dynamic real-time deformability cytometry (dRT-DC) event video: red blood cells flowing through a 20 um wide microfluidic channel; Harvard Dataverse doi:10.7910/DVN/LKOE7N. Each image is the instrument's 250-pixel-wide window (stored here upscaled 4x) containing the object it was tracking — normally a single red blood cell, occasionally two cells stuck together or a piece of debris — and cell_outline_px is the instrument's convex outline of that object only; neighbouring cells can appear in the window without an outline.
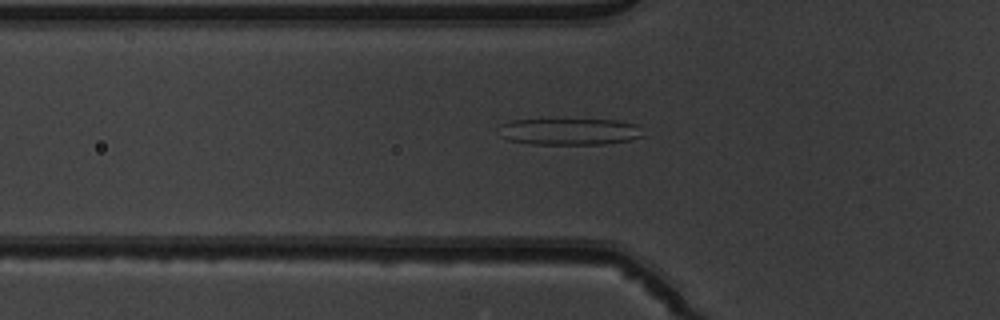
{"species": "common noctule bat (a hibernating species)", "species_latin": "Nyctalus noctula", "temperature_condition": "warm", "stored_images_in_passage": 43, "camera_frame_rate_fps": 3000, "um_per_image_px": 0.085, "animal": {"sex": "male", "body_mass_g": 19.5, "forearm_length_mm": 54.6}, "frame": {"image": 1, "passage_image": 10, "time_ms": 3.0, "image_size_px": [1000, 320], "cell_outline_px": [[644, 136], [628, 140], [604, 144], [532, 144], [508, 140], [500, 136], [496, 128], [500, 124], [512, 120], [620, 120], [636, 124]], "centroid_in_image_um": [48.34, 11.19], "position_along_channel_um": 77.5, "area_um2": 22.43}}
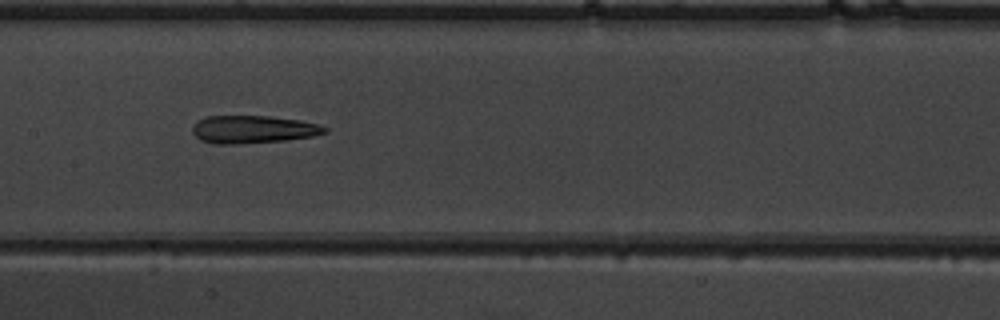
{"frame": {"image": 2, "passage_image": 18, "time_ms": 5.667, "image_size_px": [1000, 320], "cell_outline_px": [[328, 132], [312, 136], [288, 140], [236, 144], [212, 144], [200, 140], [192, 132], [192, 124], [196, 120], [204, 116], [272, 116], [300, 120], [320, 124], [328, 128]], "centroid_in_image_um": [21.49, 10.99], "position_along_channel_um": 185.9, "area_um2": 21.79}}
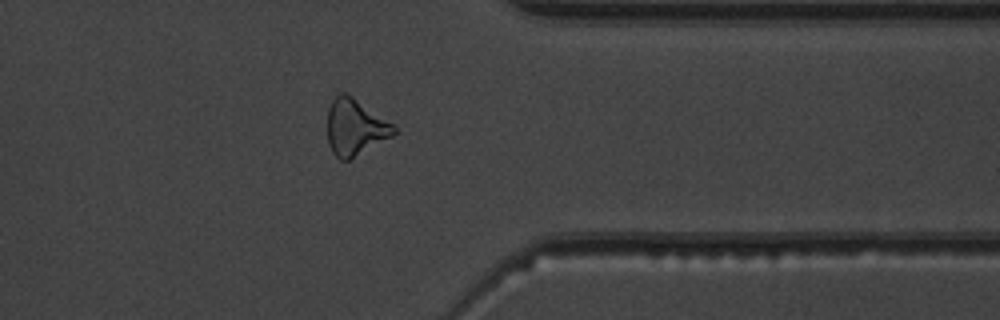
{"frame": {"image": 3, "passage_image": 33, "time_ms": 10.667, "image_size_px": [1000, 320], "cell_outline_px": [[400, 132], [348, 160], [340, 160], [332, 152], [328, 144], [328, 108], [332, 100], [340, 92], [344, 92], [352, 96], [392, 124]], "centroid_in_image_um": [30.17, 10.82], "position_along_channel_um": 381.2, "area_um2": 21.56}, "authors_computed_cell_mechanics": {"area_um2": 22.0218, "velocity_mm_per_s": 4.047, "shape_relaxation_time_tau1_ms": null, "shape_relaxation_time_tau2_ms": 7.2361, "deformation_change_tau1": null, "deformation_change_tau2": 0.2415}}